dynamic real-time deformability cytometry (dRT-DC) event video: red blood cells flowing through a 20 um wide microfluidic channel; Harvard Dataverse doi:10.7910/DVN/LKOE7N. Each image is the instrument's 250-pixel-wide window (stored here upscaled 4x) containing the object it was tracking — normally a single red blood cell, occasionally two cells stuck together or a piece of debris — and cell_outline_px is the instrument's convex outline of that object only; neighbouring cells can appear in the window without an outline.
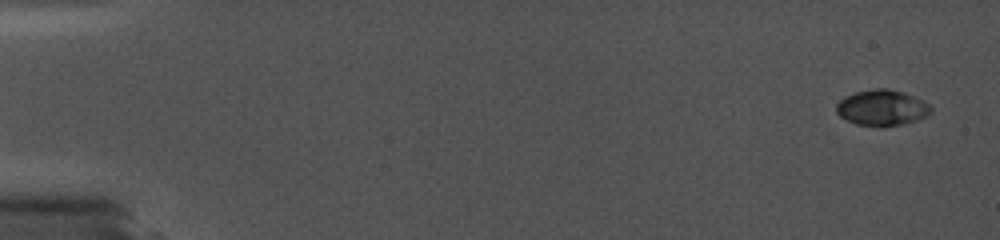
{"species": "common noctule bat (a hibernating species)", "species_latin": "Nyctalus noctula", "temperature_condition": "cold", "stored_images_in_passage": 20, "camera_frame_rate_fps": 5000, "um_per_image_px": 0.085, "animal": {"sex": "female", "body_mass_g": 19.0, "forearm_length_mm": 56.7}, "frame": {"image": 1, "passage_image": 1, "time_ms": 0.0, "image_size_px": [1000, 240], "cell_outline_px": [[932, 112], [928, 116], [916, 120], [900, 124], [880, 128], [856, 124], [840, 116], [836, 112], [836, 104], [844, 96], [856, 92], [872, 88], [888, 88], [904, 92], [928, 104], [932, 108]], "centroid_in_image_um": [74.95, 9.16], "position_along_channel_um": 10.1, "area_um2": 19.88}}
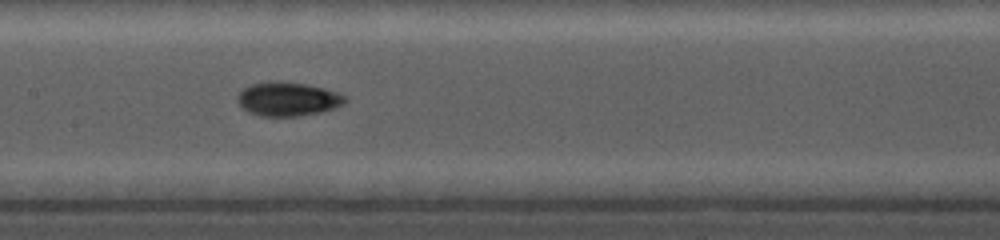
{"frame": {"image": 2, "passage_image": 10, "time_ms": 8.8, "image_size_px": [1000, 240], "cell_outline_px": [[348, 100], [344, 104], [336, 108], [320, 112], [300, 116], [260, 116], [248, 112], [236, 100], [236, 96], [244, 88], [252, 84], [268, 80], [280, 80], [304, 84], [324, 88], [336, 92], [344, 96]], "centroid_in_image_um": [24.45, 8.41], "position_along_channel_um": 182.9, "area_um2": 21.44}}
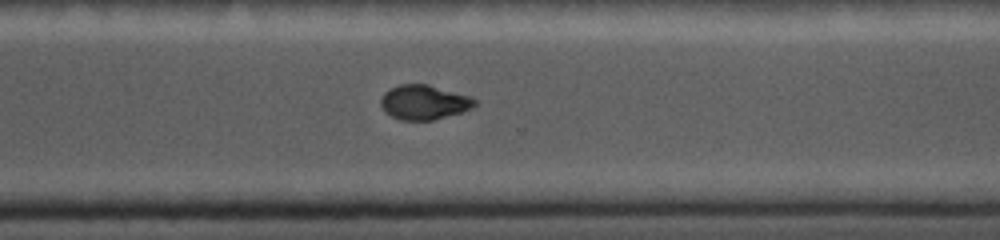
{"frame": {"image": 3, "passage_image": 17, "time_ms": 12.8, "image_size_px": [1000, 240], "cell_outline_px": [[480, 100], [472, 108], [460, 112], [432, 120], [400, 120], [384, 112], [380, 104], [380, 100], [384, 92], [400, 84], [428, 84], [472, 96]], "centroid_in_image_um": [36.06, 8.68], "position_along_channel_um": 334.5, "area_um2": 19.07}}